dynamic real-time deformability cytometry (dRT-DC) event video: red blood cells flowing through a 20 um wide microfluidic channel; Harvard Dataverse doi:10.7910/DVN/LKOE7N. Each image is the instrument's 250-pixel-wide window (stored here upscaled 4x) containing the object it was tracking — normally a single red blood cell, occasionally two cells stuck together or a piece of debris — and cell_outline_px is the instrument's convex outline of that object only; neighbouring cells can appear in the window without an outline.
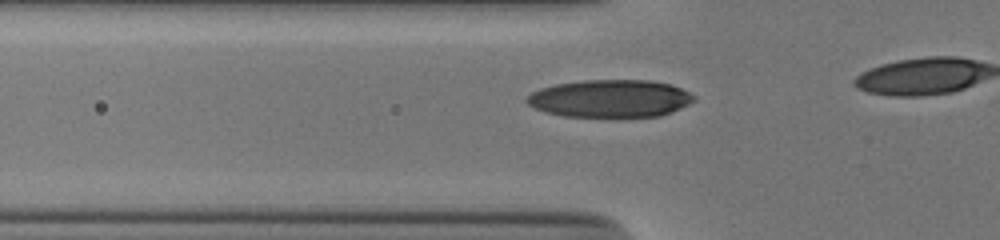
{"species": "human", "species_latin": "Homo sapiens", "temperature_condition": "cold", "stored_images_in_passage": 21, "camera_frame_rate_fps": 3000, "um_per_image_px": 0.085, "donor": {"sex": "male"}, "frame": {"image": 1, "passage_image": 15, "time_ms": 4.667, "image_size_px": [1000, 240], "cell_outline_px": [[696, 100], [672, 112], [660, 116], [620, 120], [564, 116], [544, 112], [528, 104], [524, 100], [532, 92], [540, 88], [556, 84], [584, 80], [652, 80], [668, 84], [680, 88], [696, 96]], "centroid_in_image_um": [51.87, 8.42], "position_along_channel_um": 73.9, "area_um2": 37.86}}